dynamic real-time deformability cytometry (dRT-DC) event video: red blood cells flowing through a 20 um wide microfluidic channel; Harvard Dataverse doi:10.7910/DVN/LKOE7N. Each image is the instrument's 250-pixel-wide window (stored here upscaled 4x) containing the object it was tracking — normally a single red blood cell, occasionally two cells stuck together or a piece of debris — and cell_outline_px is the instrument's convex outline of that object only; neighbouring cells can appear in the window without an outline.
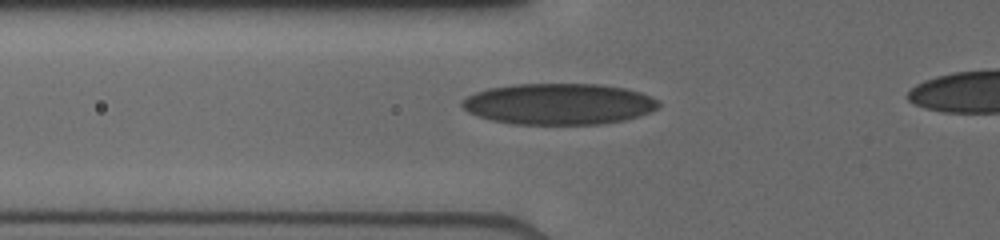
{"species": "human", "species_latin": "Homo sapiens", "temperature_condition": "cold", "stored_images_in_passage": 7, "camera_frame_rate_fps": 3000, "um_per_image_px": 0.085, "donor": {"sex": "male"}, "frame": {"image": 1, "passage_image": 6, "time_ms": 2.333, "image_size_px": [1000, 240], "cell_outline_px": [[660, 104], [656, 108], [640, 116], [624, 120], [600, 124], [512, 124], [492, 120], [468, 112], [460, 104], [468, 96], [476, 92], [488, 88], [512, 84], [600, 84], [624, 88], [640, 92], [656, 100]], "centroid_in_image_um": [47.48, 8.83], "position_along_channel_um": 78.3, "area_um2": 46.93}}